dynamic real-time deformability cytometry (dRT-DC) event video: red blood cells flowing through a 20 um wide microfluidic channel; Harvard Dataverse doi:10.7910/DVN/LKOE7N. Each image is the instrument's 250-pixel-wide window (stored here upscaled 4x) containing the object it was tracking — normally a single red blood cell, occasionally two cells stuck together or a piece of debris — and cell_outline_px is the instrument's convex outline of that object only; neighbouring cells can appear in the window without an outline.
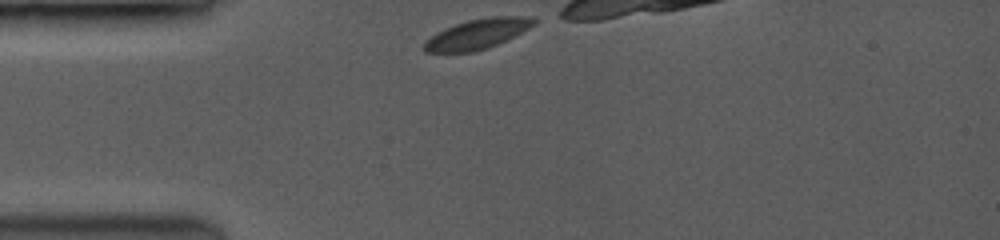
{"species": "common noctule bat (a hibernating species)", "species_latin": "Nyctalus noctula", "temperature_condition": "room temperature", "stored_images_in_passage": 11, "camera_frame_rate_fps": 3500, "um_per_image_px": 0.085, "animal": {"sex": "female", "body_mass_g": 19.0, "forearm_length_mm": 53.3}, "frame": {"image": 1, "passage_image": 1, "time_ms": 0.0, "image_size_px": [1000, 240], "cell_outline_px": [[540, 20], [536, 24], [496, 44], [472, 52], [424, 52], [424, 40], [436, 32], [444, 28], [468, 20], [488, 16], [536, 16]], "centroid_in_image_um": [40.59, 2.85], "position_along_channel_um": 44.4, "area_um2": 19.13}}